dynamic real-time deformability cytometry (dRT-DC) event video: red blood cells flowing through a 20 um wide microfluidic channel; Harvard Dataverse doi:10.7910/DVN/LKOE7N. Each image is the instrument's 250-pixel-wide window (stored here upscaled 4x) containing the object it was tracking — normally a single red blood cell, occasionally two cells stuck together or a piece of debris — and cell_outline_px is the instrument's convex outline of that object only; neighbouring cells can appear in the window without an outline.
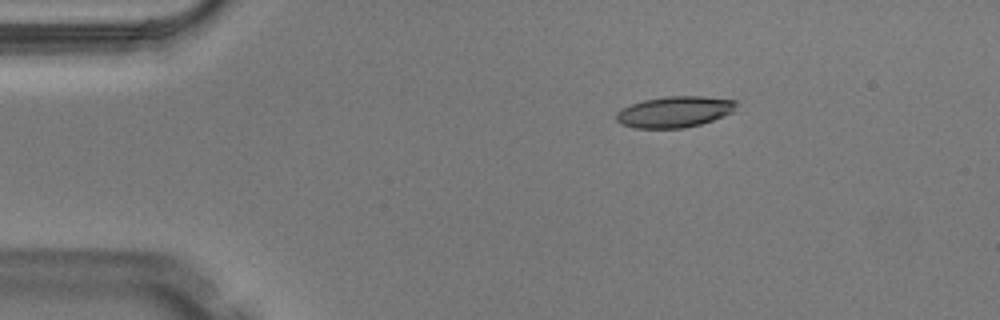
{"species": "Egyptian fruit bat (a non-hibernating species)", "species_latin": "Rousettus aegyptiacus", "temperature_condition": "warm", "stored_images_in_passage": 4, "camera_frame_rate_fps": 3000, "um_per_image_px": 0.085, "animal": {"sex": "male"}, "frame": {"image": 1, "passage_image": 1, "time_ms": 0.0, "image_size_px": [1000, 320], "cell_outline_px": [[736, 104], [732, 112], [724, 116], [700, 124], [684, 128], [636, 128], [620, 124], [616, 120], [616, 112], [620, 108], [644, 100], [664, 96], [704, 96], [736, 100]], "centroid_in_image_um": [57.31, 9.5], "position_along_channel_um": 27.7, "area_um2": 21.79}}
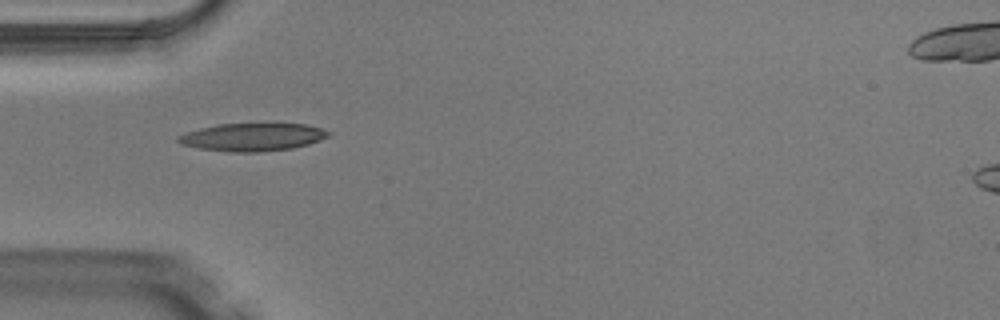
{"frame": {"image": 2, "passage_image": 3, "time_ms": 0.667, "image_size_px": [1000, 320], "cell_outline_px": [[332, 132], [328, 136], [320, 140], [308, 144], [292, 148], [260, 152], [228, 152], [200, 148], [180, 144], [176, 140], [176, 136], [200, 128], [220, 124], [304, 124], [320, 128]], "centroid_in_image_um": [21.45, 11.66], "position_along_channel_um": 63.6, "area_um2": 24.22}}